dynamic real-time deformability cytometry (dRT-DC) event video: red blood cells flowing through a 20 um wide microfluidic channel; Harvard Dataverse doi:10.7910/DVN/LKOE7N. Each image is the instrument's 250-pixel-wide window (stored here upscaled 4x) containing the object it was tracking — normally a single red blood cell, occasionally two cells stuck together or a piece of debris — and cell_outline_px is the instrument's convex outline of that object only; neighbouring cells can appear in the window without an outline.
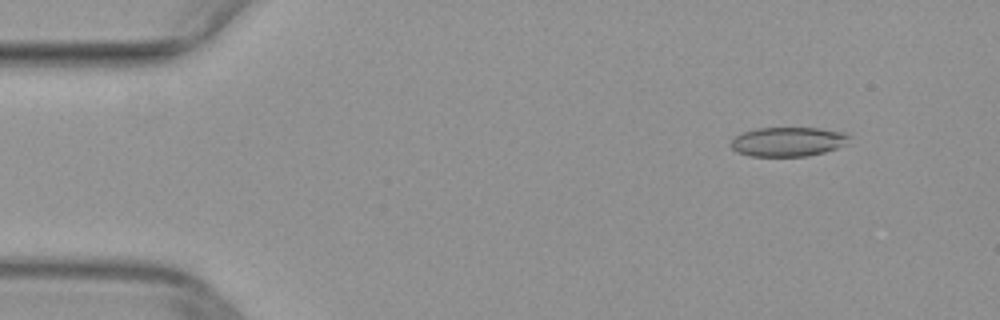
{"species": "common noctule bat (a hibernating species)", "species_latin": "Nyctalus noctula", "temperature_condition": "warm", "stored_images_in_passage": 9, "camera_frame_rate_fps": 3000, "um_per_image_px": 0.085, "animal": {"sex": "female", "body_mass_g": 29.2, "forearm_length_mm": 56.3}, "frame": {"image": 1, "passage_image": 1, "time_ms": 0.0, "image_size_px": [1000, 320], "cell_outline_px": [[848, 144], [824, 152], [804, 156], [752, 156], [736, 152], [732, 148], [732, 140], [736, 136], [744, 132], [756, 128], [820, 128], [844, 132], [848, 136]], "centroid_in_image_um": [66.99, 12.04], "position_along_channel_um": 18.0, "area_um2": 20.06}}